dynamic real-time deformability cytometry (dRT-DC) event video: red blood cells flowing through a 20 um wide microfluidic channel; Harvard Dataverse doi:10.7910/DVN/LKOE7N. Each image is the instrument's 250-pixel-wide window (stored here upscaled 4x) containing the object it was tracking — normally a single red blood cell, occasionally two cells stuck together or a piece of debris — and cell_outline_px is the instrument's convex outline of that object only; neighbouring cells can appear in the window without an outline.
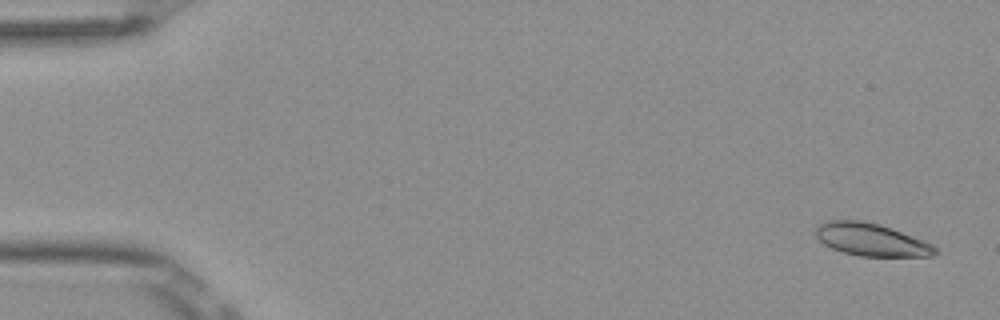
{"species": "Egyptian fruit bat (a non-hibernating species)", "species_latin": "Rousettus aegyptiacus", "temperature_condition": "room temperature", "stored_images_in_passage": 5, "camera_frame_rate_fps": 3000, "um_per_image_px": 0.085, "frame": {"image": 1, "passage_image": 1, "time_ms": 0.0, "image_size_px": [1000, 320], "cell_outline_px": [[936, 252], [932, 256], [860, 256], [844, 252], [832, 248], [824, 244], [816, 236], [816, 228], [820, 224], [828, 220], [860, 220], [876, 224], [924, 240], [932, 244], [936, 248]], "centroid_in_image_um": [74.03, 20.38], "position_along_channel_um": 11.0, "area_um2": 22.2}}